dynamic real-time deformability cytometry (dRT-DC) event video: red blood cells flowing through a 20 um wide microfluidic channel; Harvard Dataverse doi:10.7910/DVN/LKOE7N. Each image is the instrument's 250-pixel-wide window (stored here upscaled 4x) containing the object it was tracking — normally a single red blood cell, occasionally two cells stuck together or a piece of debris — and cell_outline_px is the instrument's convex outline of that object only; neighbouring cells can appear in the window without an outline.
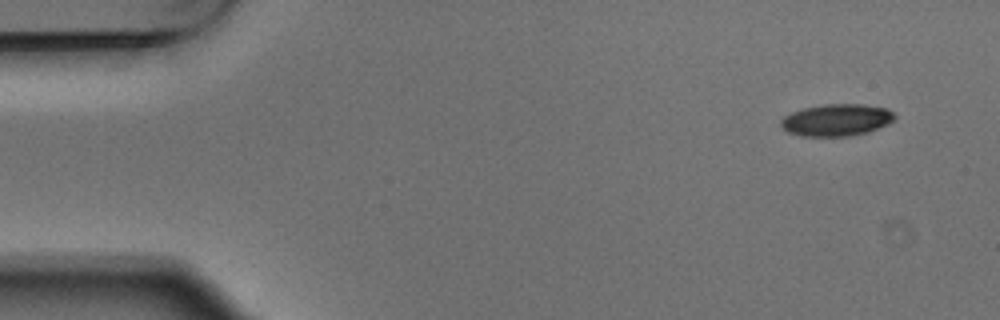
{"species": "Egyptian fruit bat (a non-hibernating species)", "species_latin": "Rousettus aegyptiacus", "temperature_condition": "warm", "stored_images_in_passage": 6, "camera_frame_rate_fps": 3000, "um_per_image_px": 0.085, "animal": {"sex": "male"}, "frame": {"image": 1, "passage_image": 1, "time_ms": 0.0, "image_size_px": [1000, 320], "cell_outline_px": [[896, 120], [888, 124], [868, 132], [848, 136], [800, 136], [788, 132], [780, 124], [780, 120], [784, 116], [792, 112], [804, 108], [824, 104], [864, 104], [888, 108], [896, 116]], "centroid_in_image_um": [71.13, 10.19], "position_along_channel_um": 13.9, "area_um2": 21.33}}
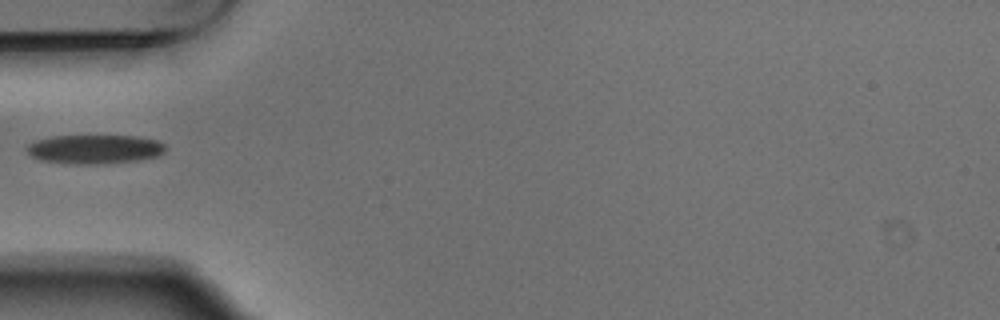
{"frame": {"image": 2, "passage_image": 5, "time_ms": 1.333, "image_size_px": [1000, 320], "cell_outline_px": [[164, 152], [156, 156], [140, 160], [104, 164], [76, 164], [40, 160], [32, 156], [28, 152], [28, 144], [36, 140], [52, 136], [136, 136], [156, 140], [164, 144]], "centroid_in_image_um": [8.05, 12.68], "position_along_channel_um": 77.0, "area_um2": 23.35}}
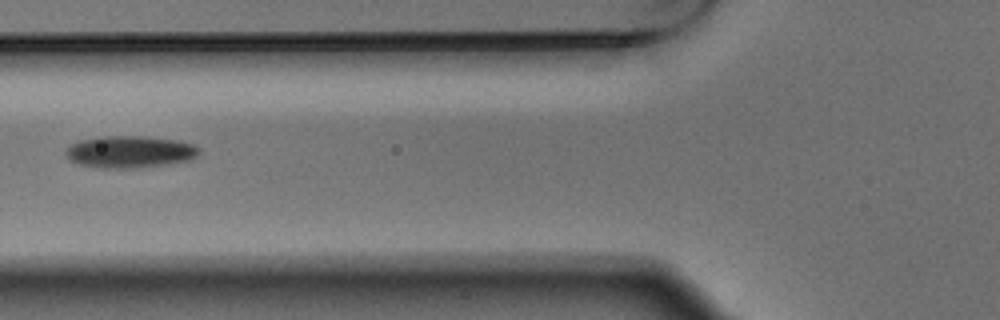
{"frame": {"image": 3, "passage_image": 6, "time_ms": 1.667, "image_size_px": [1000, 320], "cell_outline_px": [[200, 152], [196, 156], [188, 160], [168, 164], [136, 168], [100, 168], [80, 164], [72, 160], [64, 152], [72, 144], [80, 140], [100, 136], [140, 136], [176, 140], [192, 144], [200, 148]], "centroid_in_image_um": [11.05, 12.9], "position_along_channel_um": 114.8, "area_um2": 24.68}}